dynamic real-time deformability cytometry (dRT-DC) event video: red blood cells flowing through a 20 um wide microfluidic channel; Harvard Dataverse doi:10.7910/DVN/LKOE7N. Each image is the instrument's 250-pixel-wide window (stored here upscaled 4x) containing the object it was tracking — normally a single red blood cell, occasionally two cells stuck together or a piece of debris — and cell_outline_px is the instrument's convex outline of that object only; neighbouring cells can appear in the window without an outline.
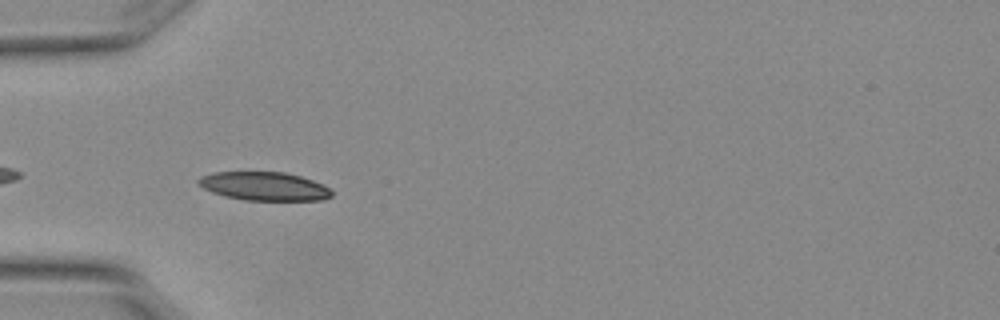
{"species": "Egyptian fruit bat (a non-hibernating species)", "species_latin": "Rousettus aegyptiacus", "temperature_condition": "warm", "stored_images_in_passage": 6, "camera_frame_rate_fps": 3000, "um_per_image_px": 0.085, "animal": {"sex": "female"}, "frame": {"image": 1, "passage_image": 5, "time_ms": 1.333, "image_size_px": [1000, 320], "cell_outline_px": [[332, 196], [320, 200], [244, 200], [224, 196], [212, 192], [204, 188], [196, 180], [200, 176], [216, 172], [284, 172], [300, 176], [312, 180], [328, 188], [332, 192]], "centroid_in_image_um": [22.43, 15.83], "position_along_channel_um": 62.6, "area_um2": 21.96}}
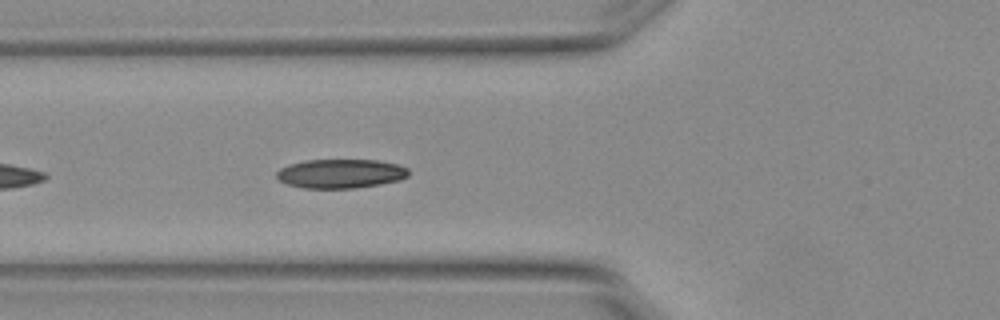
{"frame": {"image": 2, "passage_image": 6, "time_ms": 1.667, "image_size_px": [1000, 320], "cell_outline_px": [[408, 176], [400, 180], [380, 184], [356, 188], [304, 188], [288, 184], [276, 180], [276, 172], [280, 168], [288, 164], [304, 160], [376, 160], [396, 164], [408, 168]], "centroid_in_image_um": [28.91, 14.76], "position_along_channel_um": 96.9, "area_um2": 22.48}}